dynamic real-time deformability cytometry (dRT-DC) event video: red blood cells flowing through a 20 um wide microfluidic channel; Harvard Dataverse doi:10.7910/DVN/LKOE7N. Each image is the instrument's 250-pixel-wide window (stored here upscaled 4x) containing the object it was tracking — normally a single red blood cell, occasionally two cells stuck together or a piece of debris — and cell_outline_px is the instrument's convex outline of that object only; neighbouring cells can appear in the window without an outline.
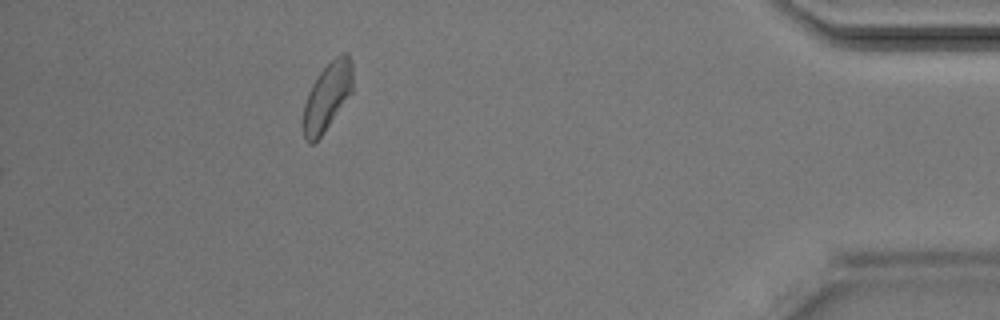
{"species": "Egyptian fruit bat (a non-hibernating species)", "species_latin": "Rousettus aegyptiacus", "temperature_condition": "room temperature", "stored_images_in_passage": 44, "camera_frame_rate_fps": 3000, "um_per_image_px": 0.085, "animal": {"sex": "male"}, "frame": {"image": 1, "passage_image": 44, "time_ms": 14.333, "image_size_px": [1000, 320], "cell_outline_px": [[352, 92], [324, 132], [312, 144], [308, 144], [304, 140], [300, 124], [304, 104], [308, 92], [312, 84], [320, 72], [340, 52], [348, 52], [352, 64]], "centroid_in_image_um": [27.77, 8.25], "position_along_channel_um": 407.4, "area_um2": 19.88}}